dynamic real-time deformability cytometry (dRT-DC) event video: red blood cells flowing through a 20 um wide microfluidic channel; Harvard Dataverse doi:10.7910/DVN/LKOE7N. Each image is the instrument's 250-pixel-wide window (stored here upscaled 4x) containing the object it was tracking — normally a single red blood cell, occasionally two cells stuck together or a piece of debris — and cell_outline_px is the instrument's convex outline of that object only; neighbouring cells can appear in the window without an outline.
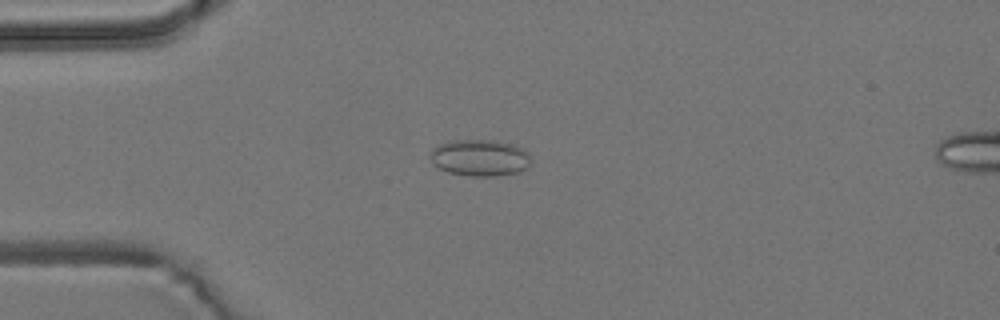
{"species": "common noctule bat (a hibernating species)", "species_latin": "Nyctalus noctula", "temperature_condition": "room temperature", "stored_images_in_passage": 5, "camera_frame_rate_fps": 3000, "um_per_image_px": 0.085, "animal": {"sex": "male", "body_mass_g": 19.2, "forearm_length_mm": 51.8}, "frame": {"image": 1, "passage_image": 3, "time_ms": 2.333, "image_size_px": [1000, 320], "cell_outline_px": [[528, 168], [520, 172], [496, 176], [468, 176], [448, 172], [432, 164], [428, 156], [428, 152], [436, 144], [448, 140], [488, 140], [516, 144], [528, 152]], "centroid_in_image_um": [40.72, 13.4], "position_along_channel_um": 44.3, "area_um2": 21.91}}
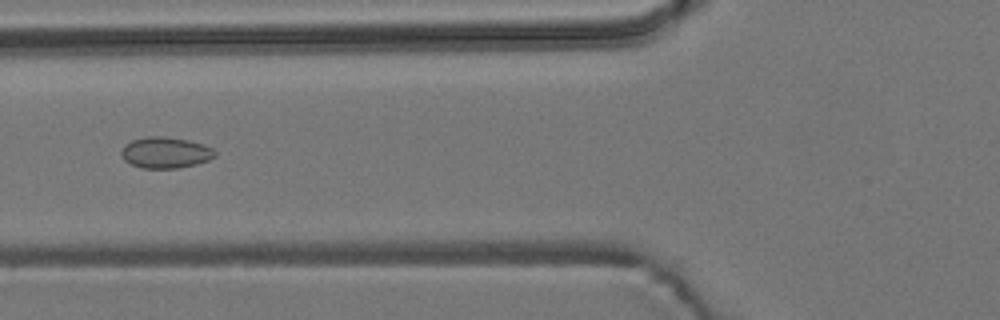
{"frame": {"image": 2, "passage_image": 5, "time_ms": 4.667, "image_size_px": [1000, 320], "cell_outline_px": [[216, 156], [208, 160], [196, 164], [176, 168], [140, 168], [124, 160], [120, 152], [124, 144], [132, 140], [148, 136], [164, 136], [188, 140], [204, 144], [212, 148], [216, 152]], "centroid_in_image_um": [14.06, 12.96], "position_along_channel_um": 111.7, "area_um2": 17.05}}